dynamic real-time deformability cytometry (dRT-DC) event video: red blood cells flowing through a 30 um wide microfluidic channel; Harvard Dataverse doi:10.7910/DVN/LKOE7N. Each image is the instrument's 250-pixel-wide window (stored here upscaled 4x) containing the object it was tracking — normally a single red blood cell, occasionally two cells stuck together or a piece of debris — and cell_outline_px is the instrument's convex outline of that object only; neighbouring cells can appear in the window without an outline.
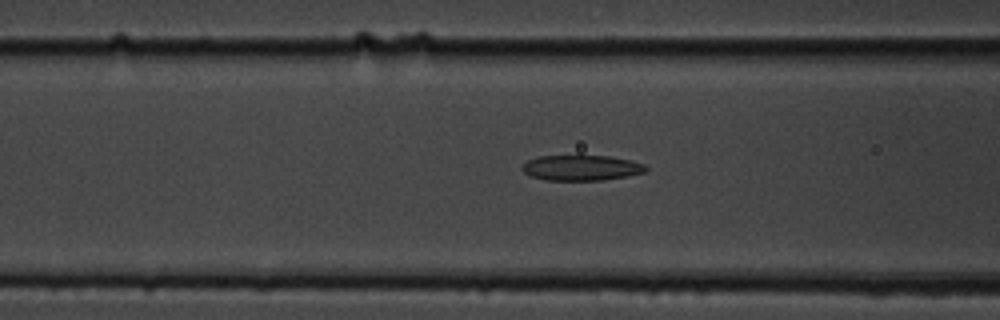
{"species": "common noctule bat (a hibernating species)", "species_latin": "Nyctalus noctula", "temperature_condition": "cold", "stored_images_in_passage": 38, "camera_frame_rate_fps": 3000, "um_per_image_px": 0.085, "animal": {"sex": "male", "body_mass_g": 19.5, "forearm_length_mm": 54.6}, "frame": {"image": 1, "passage_image": 5, "time_ms": 1.333, "image_size_px": [1000, 320], "cell_outline_px": [[648, 168], [644, 172], [628, 176], [604, 180], [544, 180], [532, 176], [524, 172], [520, 168], [528, 160], [540, 156], [608, 156], [628, 160], [644, 164]], "centroid_in_image_um": [49.41, 14.27], "position_along_channel_um": 117.2, "area_um2": 18.15}}
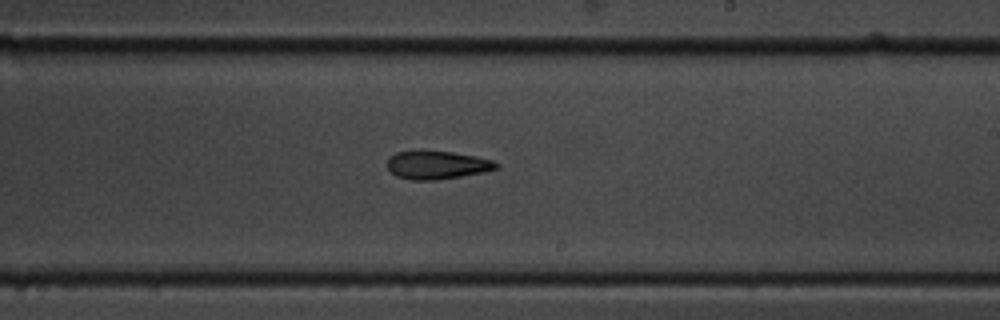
{"frame": {"image": 2, "passage_image": 16, "time_ms": 5.0, "image_size_px": [1000, 320], "cell_outline_px": [[500, 168], [484, 172], [436, 180], [412, 180], [396, 176], [388, 168], [388, 156], [396, 152], [452, 152], [476, 156], [492, 160], [500, 164]], "centroid_in_image_um": [37.18, 14.04], "position_along_channel_um": 251.8, "area_um2": 17.69}}
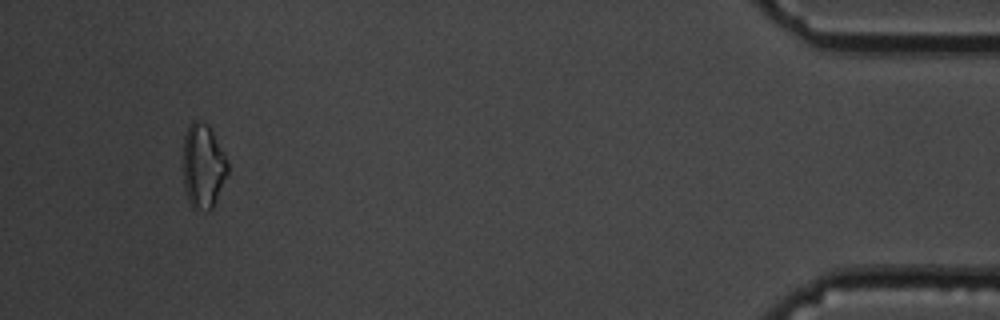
{"frame": {"image": 3, "passage_image": 35, "time_ms": 11.333, "image_size_px": [1000, 320], "cell_outline_px": [[228, 172], [212, 208], [208, 212], [192, 208], [188, 200], [184, 188], [184, 136], [188, 124], [192, 120], [200, 120], [208, 124], [224, 152], [228, 164]], "centroid_in_image_um": [17.26, 14.1], "position_along_channel_um": 417.9, "area_um2": 22.02}, "authors_computed_cell_mechanics": {"area_um2": 18.6983, "velocity_mm_per_s": 3.6776, "shape_relaxation_time_tau1_ms": 7.0375, "shape_relaxation_time_tau2_ms": 5.7227, "deformation_change_tau1": 0.1602, "deformation_change_tau2": 0.1595}}